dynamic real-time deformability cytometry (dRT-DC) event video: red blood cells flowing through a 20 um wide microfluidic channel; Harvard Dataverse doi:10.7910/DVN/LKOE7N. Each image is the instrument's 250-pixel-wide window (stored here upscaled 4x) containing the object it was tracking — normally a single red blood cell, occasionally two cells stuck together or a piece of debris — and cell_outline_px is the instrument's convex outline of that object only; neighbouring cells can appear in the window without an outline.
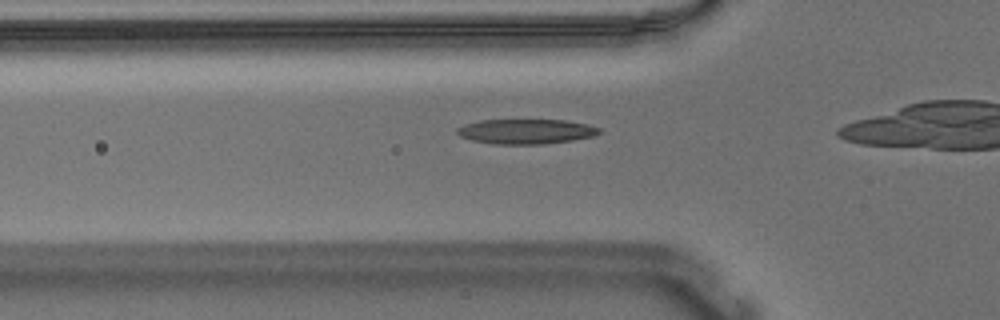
{"species": "Egyptian fruit bat (a non-hibernating species)", "species_latin": "Rousettus aegyptiacus", "temperature_condition": "warm", "stored_images_in_passage": 21, "camera_frame_rate_fps": 3000, "um_per_image_px": 0.085, "animal": {"sex": "male"}, "frame": {"image": 1, "passage_image": 12, "time_ms": 3.667, "image_size_px": [1000, 320], "cell_outline_px": [[600, 132], [592, 136], [572, 140], [544, 144], [492, 144], [472, 140], [460, 136], [456, 132], [456, 128], [464, 124], [480, 120], [564, 120], [588, 124], [600, 128]], "centroid_in_image_um": [44.68, 11.17], "position_along_channel_um": 81.1, "area_um2": 20.58}}
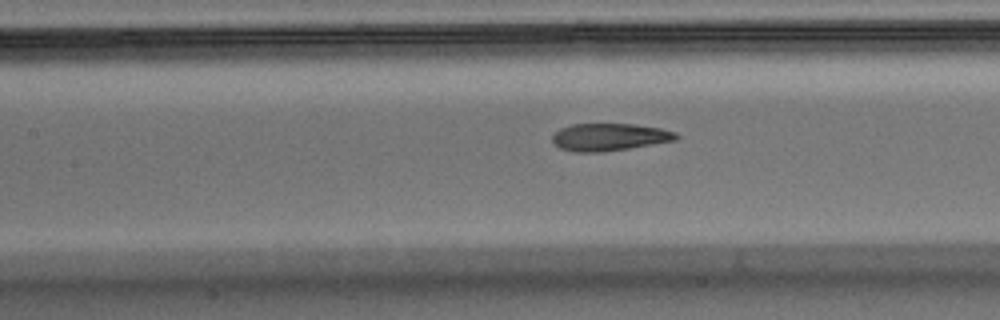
{"frame": {"image": 2, "passage_image": 18, "time_ms": 5.667, "image_size_px": [1000, 320], "cell_outline_px": [[680, 136], [676, 140], [628, 148], [600, 152], [576, 152], [560, 148], [552, 140], [552, 136], [560, 128], [572, 124], [632, 124], [660, 128], [676, 132]], "centroid_in_image_um": [51.8, 11.64], "position_along_channel_um": 155.6, "area_um2": 19.59}}